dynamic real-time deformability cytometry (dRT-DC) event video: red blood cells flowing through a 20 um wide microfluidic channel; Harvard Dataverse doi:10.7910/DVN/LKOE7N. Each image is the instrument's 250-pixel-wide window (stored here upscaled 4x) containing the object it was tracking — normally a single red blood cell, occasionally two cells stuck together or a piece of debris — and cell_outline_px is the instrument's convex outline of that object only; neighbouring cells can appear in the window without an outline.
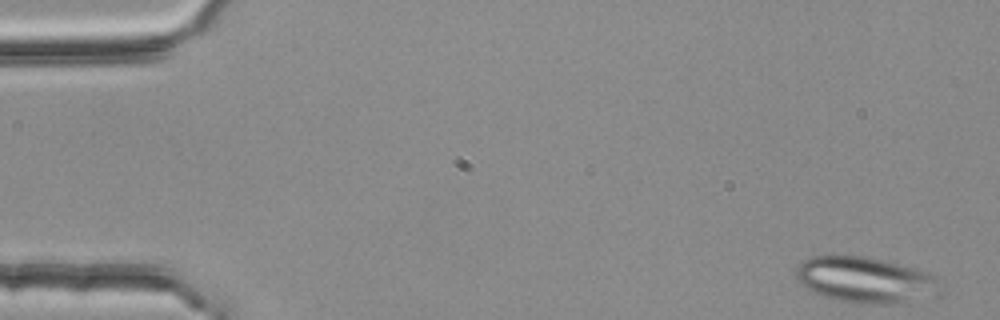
{"species": "common noctule bat (a hibernating species)", "species_latin": "Nyctalus noctula", "temperature_condition": "room temperature", "stored_images_in_passage": 51, "segment_of_instrument_passage": [1, 2], "camera_frame_rate_fps": 3000, "um_per_image_px": 0.085, "animal": {"sex": "female", "body_mass_g": 25.1}, "frame": {"image": 1, "passage_image": 1, "time_ms": 0.0, "image_size_px": [1000, 320], "cell_outline_px": [[940, 296], [896, 304], [852, 304], [824, 296], [812, 292], [796, 276], [796, 268], [808, 256], [832, 252], [868, 256], [916, 268], [928, 272], [936, 276], [940, 292]], "centroid_in_image_um": [73.57, 23.76], "position_along_channel_um": 11.4, "area_um2": 39.88}}